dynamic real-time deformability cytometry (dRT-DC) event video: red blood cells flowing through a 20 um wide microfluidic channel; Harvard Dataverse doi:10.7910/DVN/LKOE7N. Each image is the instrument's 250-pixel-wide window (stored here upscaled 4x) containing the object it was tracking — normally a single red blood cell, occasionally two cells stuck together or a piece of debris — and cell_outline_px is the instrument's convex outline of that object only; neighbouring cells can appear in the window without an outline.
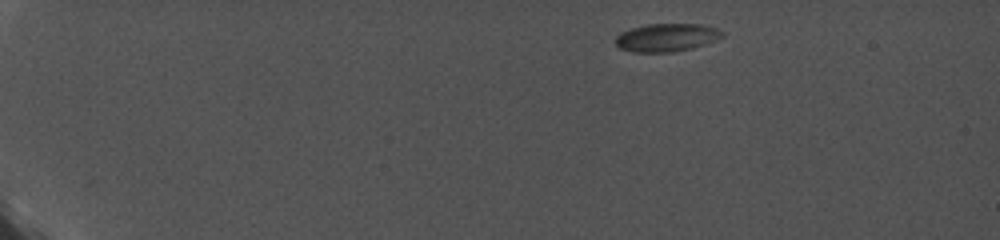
{"species": "common noctule bat (a hibernating species)", "species_latin": "Nyctalus noctula", "temperature_condition": "cold", "stored_images_in_passage": 15, "camera_frame_rate_fps": 5000, "um_per_image_px": 0.085, "animal": {"sex": "female", "body_mass_g": 19.0, "forearm_length_mm": 56.7}, "frame": {"image": 1, "passage_image": 1, "time_ms": 0.0, "image_size_px": [1000, 240], "cell_outline_px": [[724, 36], [716, 40], [692, 48], [672, 52], [636, 52], [620, 48], [616, 44], [616, 36], [620, 32], [632, 28], [648, 24], [700, 24], [716, 28], [724, 32]], "centroid_in_image_um": [56.67, 3.18], "position_along_channel_um": 28.3, "area_um2": 17.34}}
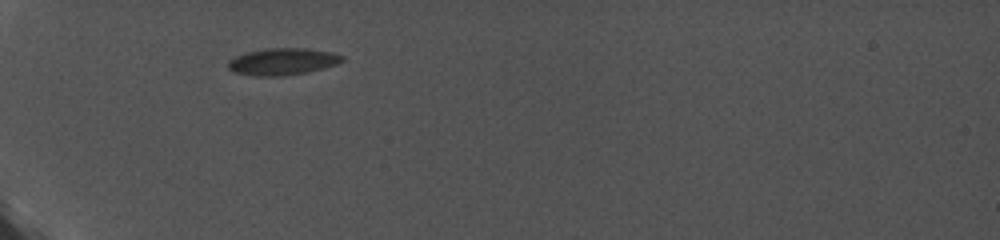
{"frame": {"image": 2, "passage_image": 5, "time_ms": 0.8, "image_size_px": [1000, 240], "cell_outline_px": [[344, 60], [336, 64], [324, 68], [308, 72], [284, 76], [256, 76], [236, 72], [228, 68], [228, 60], [244, 52], [264, 48], [304, 48], [332, 52], [344, 56]], "centroid_in_image_um": [24.02, 5.23], "position_along_channel_um": 61.0, "area_um2": 17.98}}